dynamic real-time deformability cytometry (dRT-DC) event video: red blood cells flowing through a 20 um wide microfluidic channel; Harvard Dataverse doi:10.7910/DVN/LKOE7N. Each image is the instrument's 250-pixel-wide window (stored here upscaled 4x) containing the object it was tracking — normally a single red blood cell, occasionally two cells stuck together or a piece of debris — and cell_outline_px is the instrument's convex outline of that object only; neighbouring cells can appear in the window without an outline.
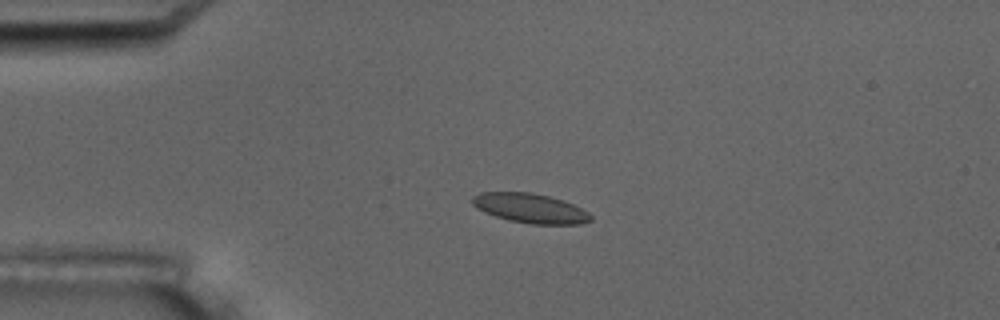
{"species": "common noctule bat (a hibernating species)", "species_latin": "Nyctalus noctula", "temperature_condition": "room temperature", "stored_images_in_passage": 4, "camera_frame_rate_fps": 3000, "um_per_image_px": 0.085, "animal": {"sex": "male", "body_mass_g": 17.5, "forearm_length_mm": 52.3}, "frame": {"image": 1, "passage_image": 3, "time_ms": 2.333, "image_size_px": [1000, 320], "cell_outline_px": [[592, 220], [580, 224], [532, 224], [508, 220], [484, 212], [476, 208], [472, 204], [472, 196], [480, 192], [532, 192], [564, 200], [588, 212], [592, 216]], "centroid_in_image_um": [45.05, 17.69], "position_along_channel_um": 39.9, "area_um2": 20.4}}